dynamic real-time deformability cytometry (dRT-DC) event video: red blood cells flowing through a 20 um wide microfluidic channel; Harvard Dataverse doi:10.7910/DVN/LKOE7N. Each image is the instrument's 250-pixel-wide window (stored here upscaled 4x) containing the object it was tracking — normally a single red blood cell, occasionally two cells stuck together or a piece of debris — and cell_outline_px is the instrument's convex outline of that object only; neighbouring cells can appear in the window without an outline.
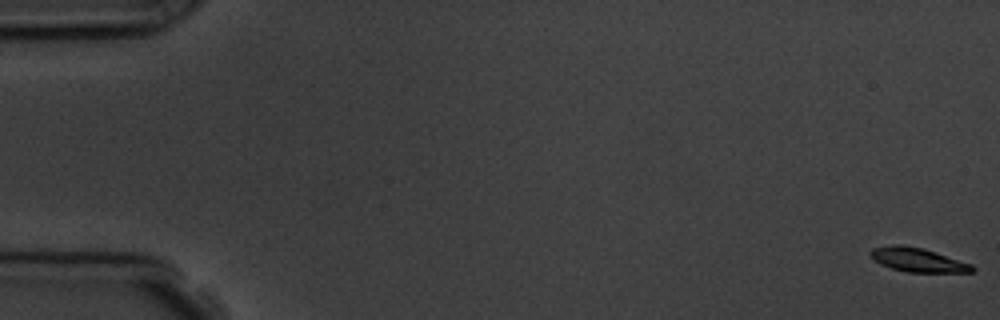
{"species": "common noctule bat (a hibernating species)", "species_latin": "Nyctalus noctula", "temperature_condition": "room temperature", "stored_images_in_passage": 5, "camera_frame_rate_fps": 3000, "um_per_image_px": 0.085, "animal": {"sex": "male", "body_mass_g": 19.5, "forearm_length_mm": 54.6}, "frame": {"image": 1, "passage_image": 1, "time_ms": 0.0, "image_size_px": [1000, 320], "cell_outline_px": [[976, 268], [972, 272], [908, 272], [892, 268], [880, 264], [868, 252], [872, 248], [892, 244], [900, 244], [920, 248], [972, 264]], "centroid_in_image_um": [77.99, 22.09], "position_along_channel_um": 7.0, "area_um2": 13.93}}
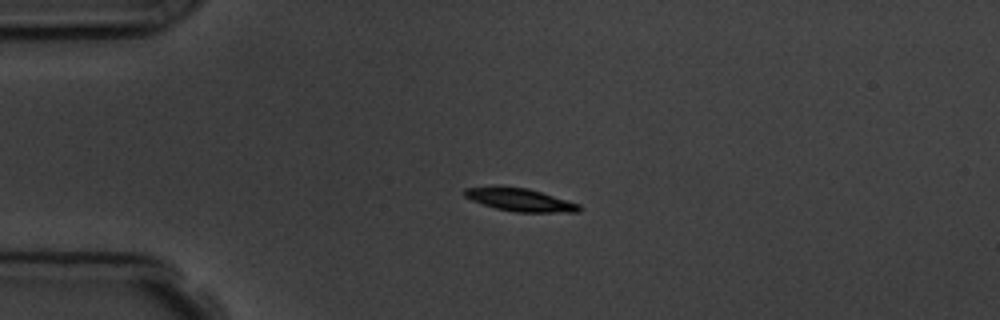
{"frame": {"image": 2, "passage_image": 4, "time_ms": 4.333, "image_size_px": [1000, 320], "cell_outline_px": [[584, 208], [580, 212], [516, 212], [496, 208], [472, 200], [464, 196], [464, 188], [496, 184], [528, 188], [580, 204]], "centroid_in_image_um": [44.18, 16.95], "position_along_channel_um": 40.8, "area_um2": 15.66}}